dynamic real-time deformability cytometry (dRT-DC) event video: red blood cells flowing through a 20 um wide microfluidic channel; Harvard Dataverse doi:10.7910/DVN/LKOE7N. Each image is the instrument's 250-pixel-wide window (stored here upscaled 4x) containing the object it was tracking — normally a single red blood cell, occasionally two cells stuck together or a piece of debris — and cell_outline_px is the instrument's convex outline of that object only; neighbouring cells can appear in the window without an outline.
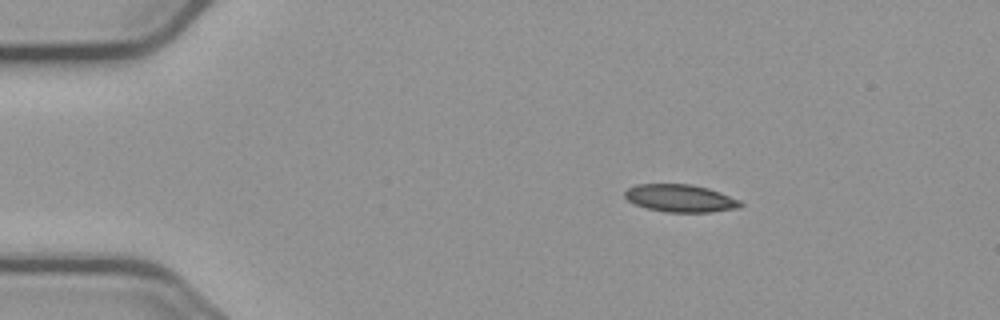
{"species": "common noctule bat (a hibernating species)", "species_latin": "Nyctalus noctula", "temperature_condition": "cold", "stored_images_in_passage": 3, "camera_frame_rate_fps": 3000, "um_per_image_px": 0.085, "animal": {"sex": "male", "body_mass_g": 23.1, "forearm_length_mm": 52.7}, "frame": {"image": 1, "passage_image": 1, "time_ms": 0.0, "image_size_px": [1000, 320], "cell_outline_px": [[744, 204], [740, 208], [712, 212], [668, 212], [648, 208], [636, 204], [628, 200], [624, 196], [624, 192], [628, 188], [636, 184], [692, 184], [708, 188], [720, 192], [740, 200]], "centroid_in_image_um": [57.86, 16.85], "position_along_channel_um": 27.1, "area_um2": 18.61}}